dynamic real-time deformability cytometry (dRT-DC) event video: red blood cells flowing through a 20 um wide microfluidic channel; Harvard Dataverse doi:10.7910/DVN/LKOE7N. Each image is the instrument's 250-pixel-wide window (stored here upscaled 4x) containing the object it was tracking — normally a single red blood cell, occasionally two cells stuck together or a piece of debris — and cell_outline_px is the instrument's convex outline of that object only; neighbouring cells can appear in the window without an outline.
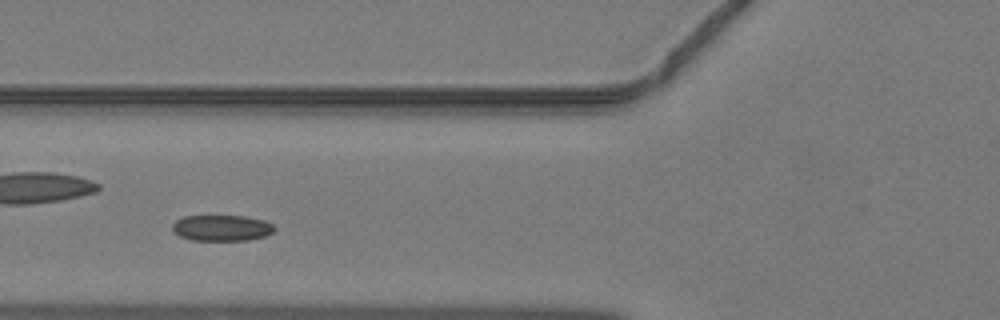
{"species": "common noctule bat (a hibernating species)", "species_latin": "Nyctalus noctula", "temperature_condition": "warm", "stored_images_in_passage": 34, "camera_frame_rate_fps": 3000, "um_per_image_px": 0.085, "animal": {"sex": "male", "body_mass_g": 19.2, "forearm_length_mm": 51.8}, "frame": {"image": 1, "passage_image": 6, "time_ms": 1.667, "image_size_px": [1000, 320], "cell_outline_px": [[276, 228], [268, 236], [248, 240], [192, 240], [180, 236], [172, 232], [172, 224], [176, 220], [184, 216], [244, 216], [264, 220], [272, 224]], "centroid_in_image_um": [18.85, 19.38], "position_along_channel_um": 107.0, "area_um2": 15.55}}
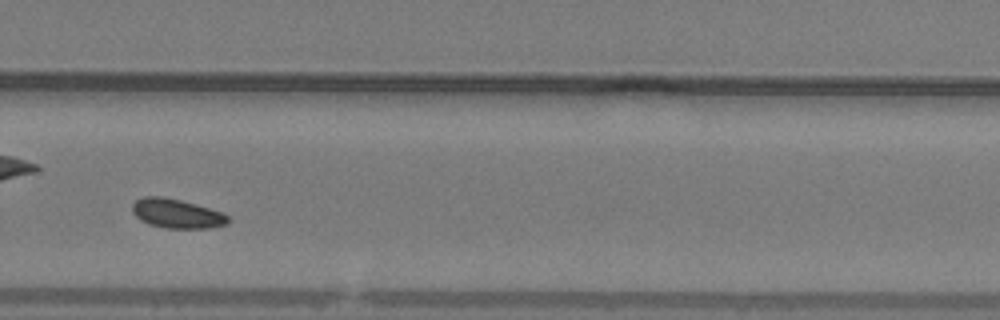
{"frame": {"image": 2, "passage_image": 20, "time_ms": 6.333, "image_size_px": [1000, 320], "cell_outline_px": [[228, 224], [212, 228], [164, 228], [148, 224], [140, 220], [132, 212], [132, 204], [136, 200], [144, 196], [160, 196], [180, 200], [196, 204], [224, 212], [228, 216]], "centroid_in_image_um": [15.03, 18.16], "position_along_channel_um": 314.8, "area_um2": 16.47}}
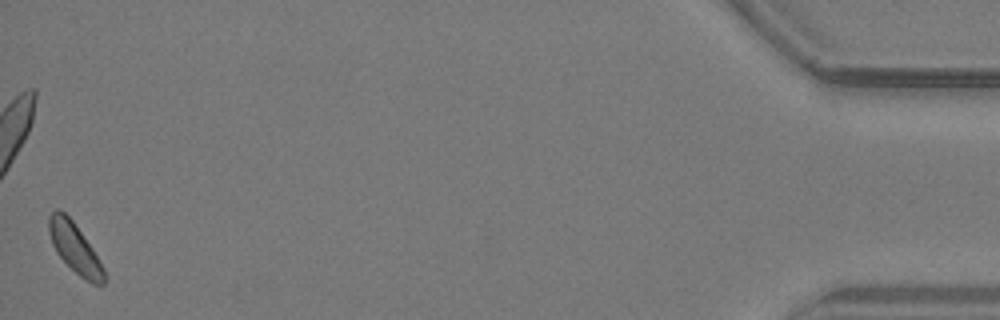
{"frame": {"image": 3, "passage_image": 34, "time_ms": 11.0, "image_size_px": [1000, 320], "cell_outline_px": [[104, 284], [92, 284], [84, 280], [56, 252], [52, 244], [48, 232], [48, 216], [56, 208], [60, 208], [72, 220], [92, 248], [104, 268]], "centroid_in_image_um": [6.33, 21.05], "position_along_channel_um": 428.9, "area_um2": 15.78}}